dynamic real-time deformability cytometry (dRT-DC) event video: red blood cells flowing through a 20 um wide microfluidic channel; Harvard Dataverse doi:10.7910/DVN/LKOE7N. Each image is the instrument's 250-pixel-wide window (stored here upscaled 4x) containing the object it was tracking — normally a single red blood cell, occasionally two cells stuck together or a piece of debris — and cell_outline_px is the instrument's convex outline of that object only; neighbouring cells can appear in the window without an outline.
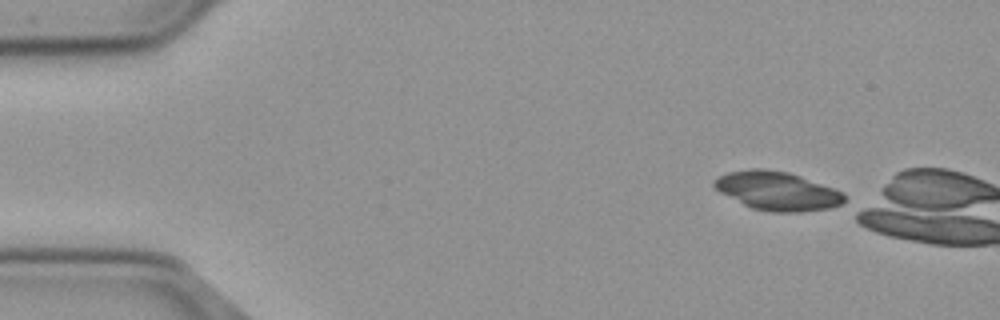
{"species": "common noctule bat (a hibernating species)", "species_latin": "Nyctalus noctula", "temperature_condition": "cold", "stored_images_in_passage": 3, "camera_frame_rate_fps": 3000, "um_per_image_px": 0.085, "animal": {"sex": "male", "body_mass_g": 23.1, "forearm_length_mm": 52.7}, "frame": {"image": 1, "passage_image": 1, "time_ms": 0.0, "image_size_px": [1000, 320], "cell_outline_px": [[848, 204], [832, 208], [800, 212], [772, 212], [752, 208], [720, 192], [712, 184], [720, 176], [728, 172], [752, 168], [764, 168], [788, 172], [800, 176], [844, 192], [848, 200]], "centroid_in_image_um": [66.16, 16.24], "position_along_channel_um": 18.8, "area_um2": 29.48}}